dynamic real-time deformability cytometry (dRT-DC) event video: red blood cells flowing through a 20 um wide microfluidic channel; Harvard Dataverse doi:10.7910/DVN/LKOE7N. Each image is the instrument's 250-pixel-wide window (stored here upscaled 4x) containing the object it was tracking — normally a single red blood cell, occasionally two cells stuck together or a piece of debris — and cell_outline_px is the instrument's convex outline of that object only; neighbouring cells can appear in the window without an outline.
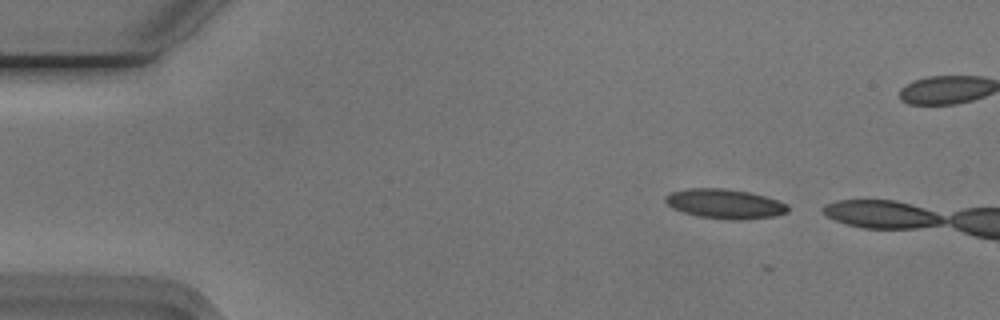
{"species": "Egyptian fruit bat (a non-hibernating species)", "species_latin": "Rousettus aegyptiacus", "temperature_condition": "cold", "stored_images_in_passage": 6, "camera_frame_rate_fps": 3000, "um_per_image_px": 0.085, "animal": {"sex": "male"}, "frame": {"image": 1, "passage_image": 1, "time_ms": 0.0, "image_size_px": [1000, 320], "cell_outline_px": [[788, 212], [776, 216], [744, 220], [728, 220], [700, 216], [684, 212], [672, 208], [664, 200], [664, 196], [672, 192], [688, 188], [724, 188], [748, 192], [764, 196], [788, 204]], "centroid_in_image_um": [61.62, 17.33], "position_along_channel_um": 23.4, "area_um2": 21.1}}